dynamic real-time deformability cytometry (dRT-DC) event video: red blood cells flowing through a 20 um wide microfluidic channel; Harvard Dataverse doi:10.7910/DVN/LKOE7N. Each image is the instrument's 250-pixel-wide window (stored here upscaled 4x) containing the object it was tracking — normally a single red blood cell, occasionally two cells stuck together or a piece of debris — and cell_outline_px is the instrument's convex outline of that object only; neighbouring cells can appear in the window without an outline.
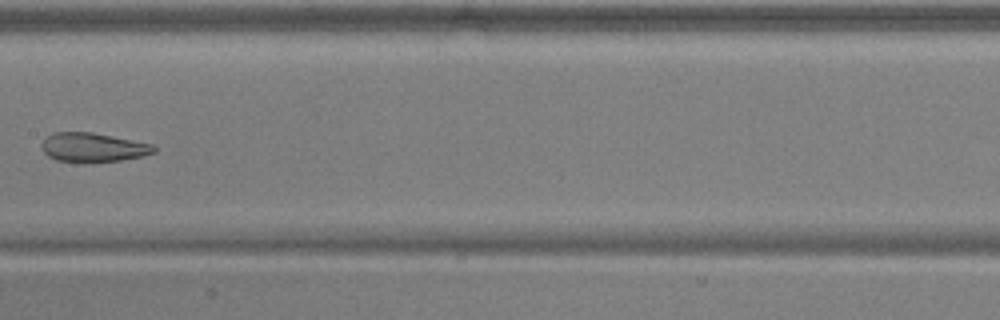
{"species": "common noctule bat (a hibernating species)", "species_latin": "Nyctalus noctula", "temperature_condition": "warm", "stored_images_in_passage": 8, "camera_frame_rate_fps": 3000, "um_per_image_px": 0.085, "animal": {"sex": "male", "body_mass_g": 17.9, "forearm_length_mm": 54.2}, "frame": {"image": 1, "passage_image": 8, "time_ms": 2.333, "image_size_px": [1000, 320], "cell_outline_px": [[156, 152], [144, 156], [120, 160], [56, 160], [48, 156], [44, 152], [40, 144], [52, 132], [92, 132], [152, 144], [156, 148]], "centroid_in_image_um": [7.92, 12.49], "position_along_channel_um": 199.5, "area_um2": 18.44}}